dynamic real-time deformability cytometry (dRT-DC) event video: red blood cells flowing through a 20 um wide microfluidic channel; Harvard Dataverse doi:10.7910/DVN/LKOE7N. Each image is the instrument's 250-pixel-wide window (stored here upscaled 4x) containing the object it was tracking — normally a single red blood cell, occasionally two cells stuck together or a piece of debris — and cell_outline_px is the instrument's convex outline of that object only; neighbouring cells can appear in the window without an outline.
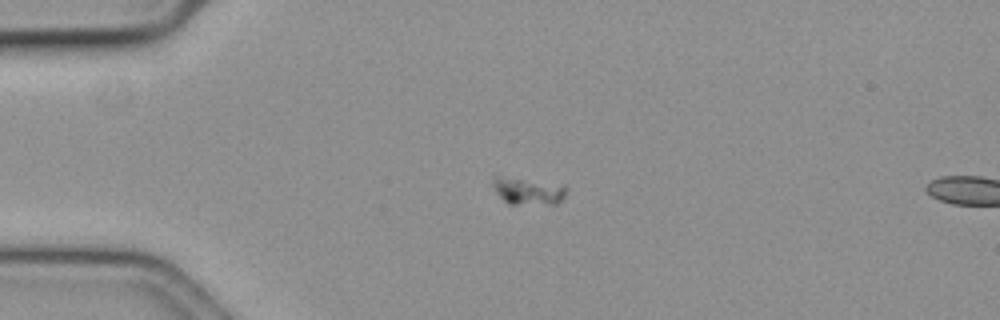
{"species": "common noctule bat (a hibernating species)", "species_latin": "Nyctalus noctula", "temperature_condition": "cold", "stored_images_in_passage": 4, "camera_frame_rate_fps": 3000, "um_per_image_px": 0.085, "animal": {"sex": "female", "body_mass_g": 19.3, "forearm_length_mm": 54.1}, "frame": {"image": 1, "passage_image": 1, "time_ms": 0.0, "image_size_px": [1000, 320], "cell_outline_px": [[568, 192], [556, 204], [508, 204], [496, 192], [492, 184], [492, 176], [500, 176], [564, 184], [568, 188]], "centroid_in_image_um": [44.91, 16.23], "position_along_channel_um": 40.1, "area_um2": 11.73}}